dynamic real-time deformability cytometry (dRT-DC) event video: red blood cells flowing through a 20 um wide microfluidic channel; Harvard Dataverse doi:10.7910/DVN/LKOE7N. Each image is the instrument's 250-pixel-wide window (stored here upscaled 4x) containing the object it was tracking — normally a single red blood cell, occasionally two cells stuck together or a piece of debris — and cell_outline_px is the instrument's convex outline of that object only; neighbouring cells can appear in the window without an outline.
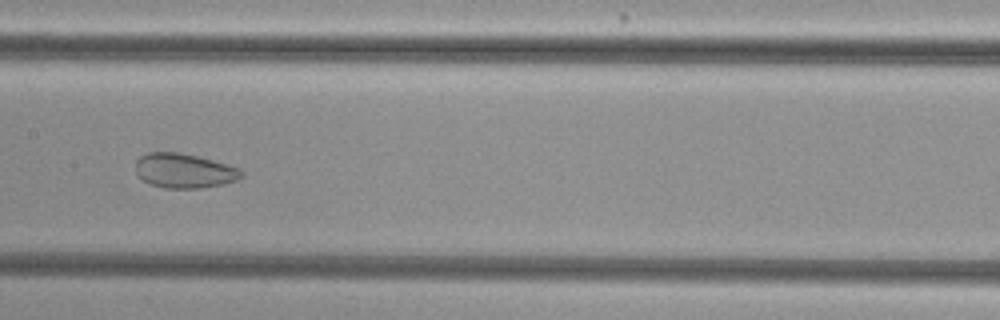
{"species": "common noctule bat (a hibernating species)", "species_latin": "Nyctalus noctula", "temperature_condition": "cold", "stored_images_in_passage": 55, "camera_frame_rate_fps": 3000, "um_per_image_px": 0.085, "animal": {"sex": "female", "body_mass_g": 29.2, "forearm_length_mm": 56.3}, "frame": {"image": 1, "passage_image": 28, "time_ms": 9.0, "image_size_px": [1000, 320], "cell_outline_px": [[244, 176], [236, 180], [224, 184], [200, 188], [164, 188], [148, 184], [136, 176], [136, 160], [140, 156], [148, 152], [180, 152], [212, 160], [240, 168], [244, 172]], "centroid_in_image_um": [15.63, 14.52], "position_along_channel_um": 191.8, "area_um2": 21.56}}
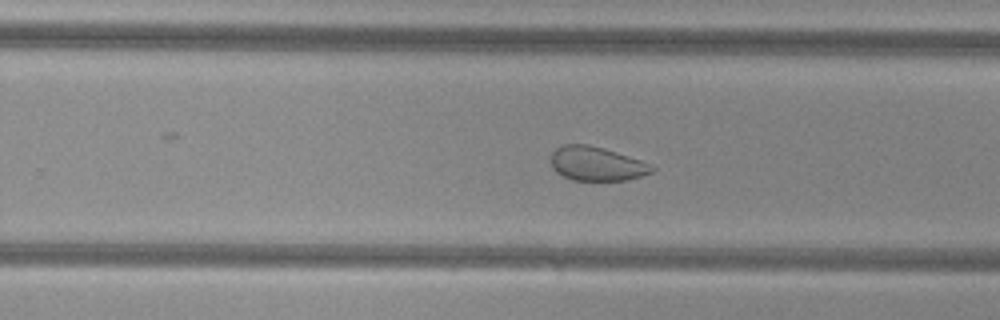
{"frame": {"image": 2, "passage_image": 35, "time_ms": 11.333, "image_size_px": [1000, 320], "cell_outline_px": [[656, 168], [652, 172], [628, 180], [572, 180], [556, 172], [552, 168], [548, 156], [556, 148], [564, 144], [588, 144], [604, 148], [640, 160]], "centroid_in_image_um": [50.65, 13.91], "position_along_channel_um": 279.2, "area_um2": 20.11}}
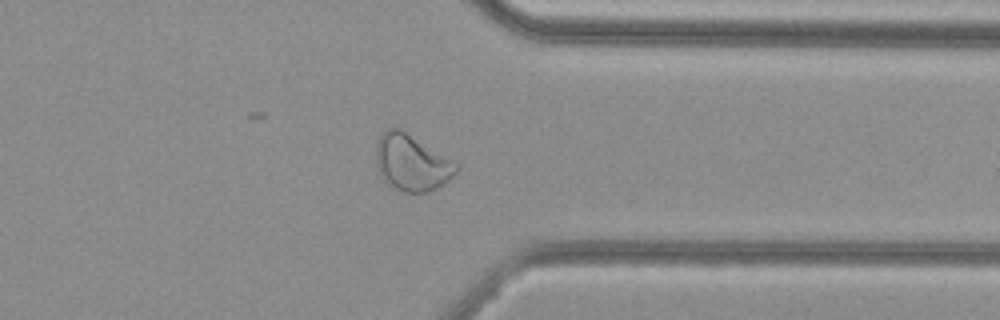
{"frame": {"image": 3, "passage_image": 43, "time_ms": 14.0, "image_size_px": [1000, 320], "cell_outline_px": [[460, 168], [444, 184], [428, 192], [404, 192], [392, 188], [384, 180], [376, 164], [376, 144], [380, 136], [388, 128], [400, 128], [460, 164]], "centroid_in_image_um": [35.01, 13.83], "position_along_channel_um": 376.4, "area_um2": 26.36}, "authors_computed_cell_mechanics": {"area_um2": 29.8826, "velocity_mm_per_s": 3.7538, "shape_relaxation_time_tau1_ms": null, "shape_relaxation_time_tau2_ms": 1.357, "deformation_change_tau1": null, "deformation_change_tau2": 0.063}}